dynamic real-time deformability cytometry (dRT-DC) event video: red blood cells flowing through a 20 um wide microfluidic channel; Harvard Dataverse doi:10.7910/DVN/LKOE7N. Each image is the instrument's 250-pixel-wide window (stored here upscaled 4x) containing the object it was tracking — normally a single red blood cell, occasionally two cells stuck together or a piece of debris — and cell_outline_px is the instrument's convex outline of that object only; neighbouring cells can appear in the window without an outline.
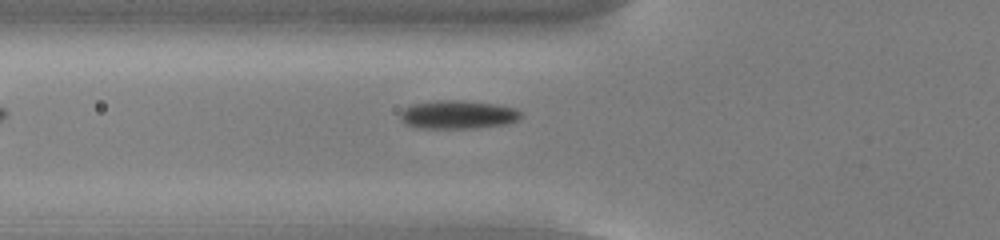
{"species": "common noctule bat (a hibernating species)", "species_latin": "Nyctalus noctula", "temperature_condition": "cold", "stored_images_in_passage": 34, "camera_frame_rate_fps": 3000, "um_per_image_px": 0.085, "animal": {"sex": "male", "body_mass_g": 13.0, "forearm_length_mm": 53.1}, "frame": {"image": 1, "passage_image": 2, "time_ms": 0.333, "image_size_px": [1000, 240], "cell_outline_px": [[524, 116], [516, 120], [504, 124], [476, 128], [424, 128], [408, 124], [400, 116], [400, 112], [404, 108], [412, 104], [436, 100], [456, 100], [496, 104], [516, 108]], "centroid_in_image_um": [38.95, 9.73], "position_along_channel_um": 86.9, "area_um2": 19.77}}
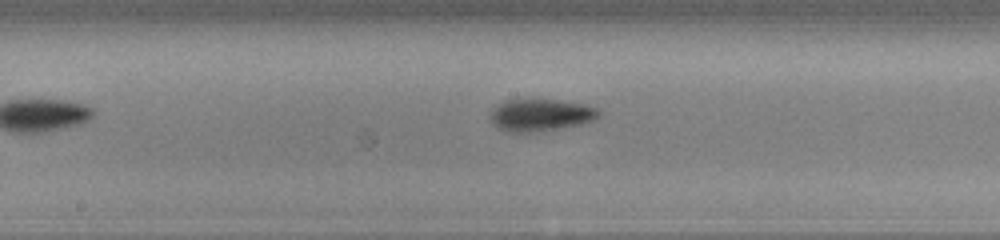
{"frame": {"image": 2, "passage_image": 11, "time_ms": 3.333, "image_size_px": [1000, 240], "cell_outline_px": [[600, 116], [592, 120], [580, 124], [560, 128], [532, 132], [508, 132], [500, 128], [492, 120], [492, 112], [504, 100], [556, 100], [584, 104], [596, 108], [600, 112]], "centroid_in_image_um": [46.0, 9.78], "position_along_channel_um": 202.2, "area_um2": 19.71}}
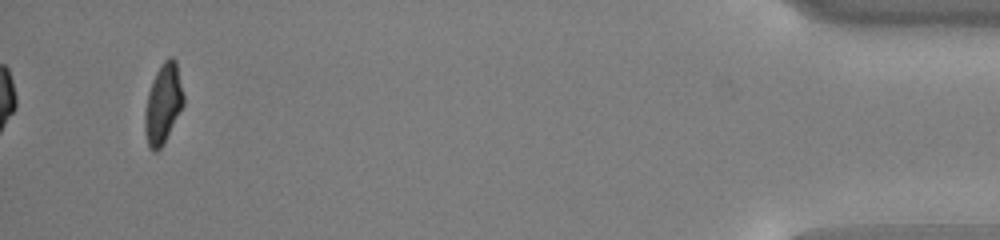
{"frame": {"image": 3, "passage_image": 34, "time_ms": 11.0, "image_size_px": [1000, 240], "cell_outline_px": [[184, 104], [160, 148], [156, 152], [152, 152], [148, 148], [144, 132], [144, 112], [148, 92], [152, 80], [156, 72], [164, 60], [168, 56], [172, 56], [176, 60], [184, 96]], "centroid_in_image_um": [13.84, 8.81], "position_along_channel_um": 421.4, "area_um2": 18.03}, "authors_computed_cell_mechanics": {"area_um2": 18.9584, "velocity_mm_per_s": 3.8386, "shape_relaxation_time_tau1_ms": 2.5936, "shape_relaxation_time_tau2_ms": 3.2375, "deformation_change_tau1": 0.0943, "deformation_change_tau2": 0.0716}}